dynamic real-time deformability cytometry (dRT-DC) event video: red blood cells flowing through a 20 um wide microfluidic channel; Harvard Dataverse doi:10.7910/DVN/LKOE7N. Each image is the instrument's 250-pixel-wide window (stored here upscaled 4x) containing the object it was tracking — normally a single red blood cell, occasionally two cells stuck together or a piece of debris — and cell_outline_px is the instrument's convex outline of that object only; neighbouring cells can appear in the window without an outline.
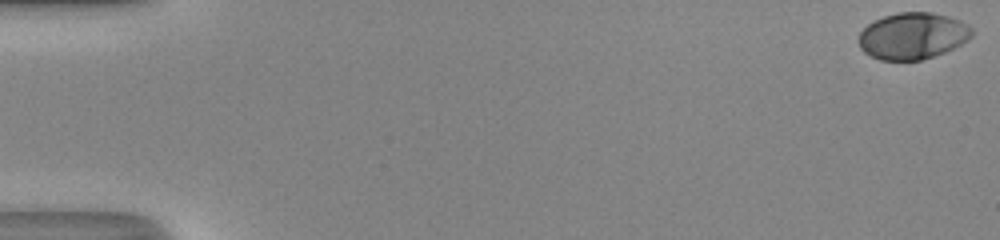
{"species": "human", "species_latin": "Homo sapiens", "temperature_condition": "room temperature", "stored_images_in_passage": 51, "camera_frame_rate_fps": 3000, "um_per_image_px": 0.085, "donor": {"sex": "male"}, "frame": {"image": 1, "passage_image": 1, "time_ms": 0.0, "image_size_px": [1000, 240], "cell_outline_px": [[972, 36], [968, 40], [944, 52], [920, 60], [880, 60], [864, 52], [860, 48], [860, 32], [868, 24], [884, 16], [900, 12], [932, 12], [948, 16], [960, 20], [968, 24], [972, 28]], "centroid_in_image_um": [77.59, 3.04], "position_along_channel_um": 7.4, "area_um2": 30.52}}
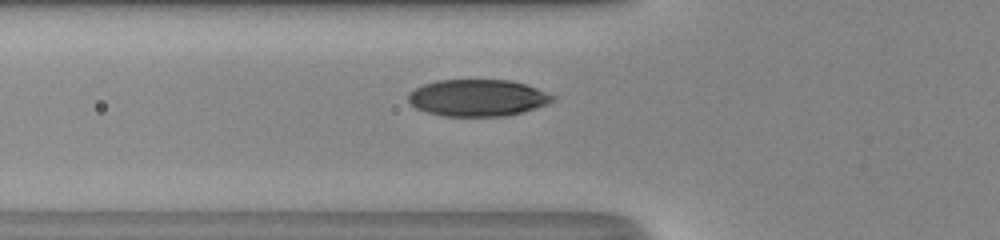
{"frame": {"image": 2, "passage_image": 20, "time_ms": 6.333, "image_size_px": [1000, 240], "cell_outline_px": [[556, 96], [548, 104], [536, 108], [504, 116], [444, 116], [428, 112], [416, 108], [408, 100], [408, 92], [424, 84], [436, 80], [508, 80], [524, 84], [536, 88]], "centroid_in_image_um": [40.58, 8.31], "position_along_channel_um": 85.2, "area_um2": 30.75}}
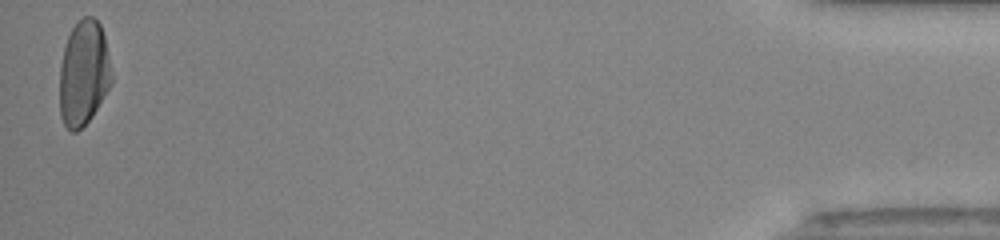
{"frame": {"image": 3, "passage_image": 51, "time_ms": 16.667, "image_size_px": [1000, 240], "cell_outline_px": [[112, 84], [92, 116], [76, 132], [72, 132], [64, 124], [60, 116], [60, 64], [64, 48], [68, 36], [72, 28], [84, 16], [92, 16], [100, 24], [104, 36], [112, 76]], "centroid_in_image_um": [7.11, 6.23], "position_along_channel_um": 428.1, "area_um2": 31.62}, "authors_computed_cell_mechanics": {"area_um2": 31.1542, "velocity_mm_per_s": 4.2019, "shape_relaxation_time_tau1_ms": 2.923, "shape_relaxation_time_tau2_ms": null, "deformation_change_tau1": 0.1786, "deformation_change_tau2": null}}